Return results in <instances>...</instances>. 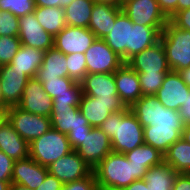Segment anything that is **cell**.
Returning a JSON list of instances; mask_svg holds the SVG:
<instances>
[{
  "mask_svg": "<svg viewBox=\"0 0 190 190\" xmlns=\"http://www.w3.org/2000/svg\"><path fill=\"white\" fill-rule=\"evenodd\" d=\"M130 110L144 127V143L165 154L182 138L184 122L179 111L165 108L155 95H144Z\"/></svg>",
  "mask_w": 190,
  "mask_h": 190,
  "instance_id": "cell-1",
  "label": "cell"
},
{
  "mask_svg": "<svg viewBox=\"0 0 190 190\" xmlns=\"http://www.w3.org/2000/svg\"><path fill=\"white\" fill-rule=\"evenodd\" d=\"M147 168L129 162L125 154L111 152L93 169L99 190H122L144 179Z\"/></svg>",
  "mask_w": 190,
  "mask_h": 190,
  "instance_id": "cell-2",
  "label": "cell"
},
{
  "mask_svg": "<svg viewBox=\"0 0 190 190\" xmlns=\"http://www.w3.org/2000/svg\"><path fill=\"white\" fill-rule=\"evenodd\" d=\"M99 128L111 139L115 153L125 154L144 144V127L129 107L110 114Z\"/></svg>",
  "mask_w": 190,
  "mask_h": 190,
  "instance_id": "cell-3",
  "label": "cell"
},
{
  "mask_svg": "<svg viewBox=\"0 0 190 190\" xmlns=\"http://www.w3.org/2000/svg\"><path fill=\"white\" fill-rule=\"evenodd\" d=\"M160 41L172 71L179 72L190 67V31L179 29L168 21L160 35Z\"/></svg>",
  "mask_w": 190,
  "mask_h": 190,
  "instance_id": "cell-4",
  "label": "cell"
},
{
  "mask_svg": "<svg viewBox=\"0 0 190 190\" xmlns=\"http://www.w3.org/2000/svg\"><path fill=\"white\" fill-rule=\"evenodd\" d=\"M29 156L42 166L48 167L73 149L67 134L51 128L29 144Z\"/></svg>",
  "mask_w": 190,
  "mask_h": 190,
  "instance_id": "cell-5",
  "label": "cell"
},
{
  "mask_svg": "<svg viewBox=\"0 0 190 190\" xmlns=\"http://www.w3.org/2000/svg\"><path fill=\"white\" fill-rule=\"evenodd\" d=\"M50 119L52 128L67 134L73 150L83 142L92 129L79 108L53 107Z\"/></svg>",
  "mask_w": 190,
  "mask_h": 190,
  "instance_id": "cell-6",
  "label": "cell"
},
{
  "mask_svg": "<svg viewBox=\"0 0 190 190\" xmlns=\"http://www.w3.org/2000/svg\"><path fill=\"white\" fill-rule=\"evenodd\" d=\"M7 120L29 144L52 128L50 117L26 112L17 106L7 108Z\"/></svg>",
  "mask_w": 190,
  "mask_h": 190,
  "instance_id": "cell-7",
  "label": "cell"
},
{
  "mask_svg": "<svg viewBox=\"0 0 190 190\" xmlns=\"http://www.w3.org/2000/svg\"><path fill=\"white\" fill-rule=\"evenodd\" d=\"M122 11L138 25L165 27L169 21L156 0H124Z\"/></svg>",
  "mask_w": 190,
  "mask_h": 190,
  "instance_id": "cell-8",
  "label": "cell"
},
{
  "mask_svg": "<svg viewBox=\"0 0 190 190\" xmlns=\"http://www.w3.org/2000/svg\"><path fill=\"white\" fill-rule=\"evenodd\" d=\"M87 74L114 73L124 62L103 39H95L84 53Z\"/></svg>",
  "mask_w": 190,
  "mask_h": 190,
  "instance_id": "cell-9",
  "label": "cell"
},
{
  "mask_svg": "<svg viewBox=\"0 0 190 190\" xmlns=\"http://www.w3.org/2000/svg\"><path fill=\"white\" fill-rule=\"evenodd\" d=\"M47 169L49 174L55 176L63 184L83 179L93 172L76 150L51 163Z\"/></svg>",
  "mask_w": 190,
  "mask_h": 190,
  "instance_id": "cell-10",
  "label": "cell"
},
{
  "mask_svg": "<svg viewBox=\"0 0 190 190\" xmlns=\"http://www.w3.org/2000/svg\"><path fill=\"white\" fill-rule=\"evenodd\" d=\"M75 150L92 169L113 152L111 139L99 127H92L89 135Z\"/></svg>",
  "mask_w": 190,
  "mask_h": 190,
  "instance_id": "cell-11",
  "label": "cell"
},
{
  "mask_svg": "<svg viewBox=\"0 0 190 190\" xmlns=\"http://www.w3.org/2000/svg\"><path fill=\"white\" fill-rule=\"evenodd\" d=\"M95 39V34L89 28L67 25L54 37L53 47L65 55L84 54Z\"/></svg>",
  "mask_w": 190,
  "mask_h": 190,
  "instance_id": "cell-12",
  "label": "cell"
},
{
  "mask_svg": "<svg viewBox=\"0 0 190 190\" xmlns=\"http://www.w3.org/2000/svg\"><path fill=\"white\" fill-rule=\"evenodd\" d=\"M189 93L190 88L186 85L180 73L170 70L155 96L165 108L180 111Z\"/></svg>",
  "mask_w": 190,
  "mask_h": 190,
  "instance_id": "cell-13",
  "label": "cell"
},
{
  "mask_svg": "<svg viewBox=\"0 0 190 190\" xmlns=\"http://www.w3.org/2000/svg\"><path fill=\"white\" fill-rule=\"evenodd\" d=\"M125 104L121 99H96L88 95L81 98L79 110L92 127H100L112 113L124 110Z\"/></svg>",
  "mask_w": 190,
  "mask_h": 190,
  "instance_id": "cell-14",
  "label": "cell"
},
{
  "mask_svg": "<svg viewBox=\"0 0 190 190\" xmlns=\"http://www.w3.org/2000/svg\"><path fill=\"white\" fill-rule=\"evenodd\" d=\"M17 107L32 114L51 117L53 99L44 91L43 85L39 80L30 78Z\"/></svg>",
  "mask_w": 190,
  "mask_h": 190,
  "instance_id": "cell-15",
  "label": "cell"
},
{
  "mask_svg": "<svg viewBox=\"0 0 190 190\" xmlns=\"http://www.w3.org/2000/svg\"><path fill=\"white\" fill-rule=\"evenodd\" d=\"M18 38L21 45L47 51L54 46V37L47 33L37 21L34 12L19 17Z\"/></svg>",
  "mask_w": 190,
  "mask_h": 190,
  "instance_id": "cell-16",
  "label": "cell"
},
{
  "mask_svg": "<svg viewBox=\"0 0 190 190\" xmlns=\"http://www.w3.org/2000/svg\"><path fill=\"white\" fill-rule=\"evenodd\" d=\"M126 63L137 73H168L171 70L161 41L135 54Z\"/></svg>",
  "mask_w": 190,
  "mask_h": 190,
  "instance_id": "cell-17",
  "label": "cell"
},
{
  "mask_svg": "<svg viewBox=\"0 0 190 190\" xmlns=\"http://www.w3.org/2000/svg\"><path fill=\"white\" fill-rule=\"evenodd\" d=\"M3 106L6 108L17 106L21 100L23 90L30 79L26 74L17 69H12L9 64L0 66Z\"/></svg>",
  "mask_w": 190,
  "mask_h": 190,
  "instance_id": "cell-18",
  "label": "cell"
},
{
  "mask_svg": "<svg viewBox=\"0 0 190 190\" xmlns=\"http://www.w3.org/2000/svg\"><path fill=\"white\" fill-rule=\"evenodd\" d=\"M48 169L30 156L14 162L11 184H18L36 190L44 182Z\"/></svg>",
  "mask_w": 190,
  "mask_h": 190,
  "instance_id": "cell-19",
  "label": "cell"
},
{
  "mask_svg": "<svg viewBox=\"0 0 190 190\" xmlns=\"http://www.w3.org/2000/svg\"><path fill=\"white\" fill-rule=\"evenodd\" d=\"M118 96L126 107H131L143 95L140 87L138 73L127 63H123L114 72Z\"/></svg>",
  "mask_w": 190,
  "mask_h": 190,
  "instance_id": "cell-20",
  "label": "cell"
},
{
  "mask_svg": "<svg viewBox=\"0 0 190 190\" xmlns=\"http://www.w3.org/2000/svg\"><path fill=\"white\" fill-rule=\"evenodd\" d=\"M84 95L96 99H120L114 73L87 74L80 82Z\"/></svg>",
  "mask_w": 190,
  "mask_h": 190,
  "instance_id": "cell-21",
  "label": "cell"
},
{
  "mask_svg": "<svg viewBox=\"0 0 190 190\" xmlns=\"http://www.w3.org/2000/svg\"><path fill=\"white\" fill-rule=\"evenodd\" d=\"M132 26L131 19L121 11L116 17L115 25L112 26L111 32L103 38L124 63L129 60V36L130 27Z\"/></svg>",
  "mask_w": 190,
  "mask_h": 190,
  "instance_id": "cell-22",
  "label": "cell"
},
{
  "mask_svg": "<svg viewBox=\"0 0 190 190\" xmlns=\"http://www.w3.org/2000/svg\"><path fill=\"white\" fill-rule=\"evenodd\" d=\"M121 11L122 7L95 2L88 28L97 39L105 38L111 32L116 17Z\"/></svg>",
  "mask_w": 190,
  "mask_h": 190,
  "instance_id": "cell-23",
  "label": "cell"
},
{
  "mask_svg": "<svg viewBox=\"0 0 190 190\" xmlns=\"http://www.w3.org/2000/svg\"><path fill=\"white\" fill-rule=\"evenodd\" d=\"M29 143L25 141L6 119L0 125V150L14 161L29 157Z\"/></svg>",
  "mask_w": 190,
  "mask_h": 190,
  "instance_id": "cell-24",
  "label": "cell"
},
{
  "mask_svg": "<svg viewBox=\"0 0 190 190\" xmlns=\"http://www.w3.org/2000/svg\"><path fill=\"white\" fill-rule=\"evenodd\" d=\"M164 27H149L133 22L129 36V59L160 41Z\"/></svg>",
  "mask_w": 190,
  "mask_h": 190,
  "instance_id": "cell-25",
  "label": "cell"
},
{
  "mask_svg": "<svg viewBox=\"0 0 190 190\" xmlns=\"http://www.w3.org/2000/svg\"><path fill=\"white\" fill-rule=\"evenodd\" d=\"M59 77H68L67 61L65 54L53 47L45 51L42 65L37 70L35 78L47 81Z\"/></svg>",
  "mask_w": 190,
  "mask_h": 190,
  "instance_id": "cell-26",
  "label": "cell"
},
{
  "mask_svg": "<svg viewBox=\"0 0 190 190\" xmlns=\"http://www.w3.org/2000/svg\"><path fill=\"white\" fill-rule=\"evenodd\" d=\"M44 51L21 45L9 65L26 74L29 78H35L37 70L42 65Z\"/></svg>",
  "mask_w": 190,
  "mask_h": 190,
  "instance_id": "cell-27",
  "label": "cell"
},
{
  "mask_svg": "<svg viewBox=\"0 0 190 190\" xmlns=\"http://www.w3.org/2000/svg\"><path fill=\"white\" fill-rule=\"evenodd\" d=\"M35 17L44 30L55 37L67 26L65 11L60 7H36Z\"/></svg>",
  "mask_w": 190,
  "mask_h": 190,
  "instance_id": "cell-28",
  "label": "cell"
},
{
  "mask_svg": "<svg viewBox=\"0 0 190 190\" xmlns=\"http://www.w3.org/2000/svg\"><path fill=\"white\" fill-rule=\"evenodd\" d=\"M177 172L163 162L160 165L149 168L144 176V180L149 190H172Z\"/></svg>",
  "mask_w": 190,
  "mask_h": 190,
  "instance_id": "cell-29",
  "label": "cell"
},
{
  "mask_svg": "<svg viewBox=\"0 0 190 190\" xmlns=\"http://www.w3.org/2000/svg\"><path fill=\"white\" fill-rule=\"evenodd\" d=\"M164 162L177 173L190 174V144L182 138L177 140L164 154Z\"/></svg>",
  "mask_w": 190,
  "mask_h": 190,
  "instance_id": "cell-30",
  "label": "cell"
},
{
  "mask_svg": "<svg viewBox=\"0 0 190 190\" xmlns=\"http://www.w3.org/2000/svg\"><path fill=\"white\" fill-rule=\"evenodd\" d=\"M94 4V0H74L64 8L66 24L88 28Z\"/></svg>",
  "mask_w": 190,
  "mask_h": 190,
  "instance_id": "cell-31",
  "label": "cell"
},
{
  "mask_svg": "<svg viewBox=\"0 0 190 190\" xmlns=\"http://www.w3.org/2000/svg\"><path fill=\"white\" fill-rule=\"evenodd\" d=\"M125 156L129 162L144 166L147 169L160 165L164 162V154L145 143L131 151L126 152Z\"/></svg>",
  "mask_w": 190,
  "mask_h": 190,
  "instance_id": "cell-32",
  "label": "cell"
},
{
  "mask_svg": "<svg viewBox=\"0 0 190 190\" xmlns=\"http://www.w3.org/2000/svg\"><path fill=\"white\" fill-rule=\"evenodd\" d=\"M40 82L43 85L44 91L52 99L58 95L71 94L80 85L79 82H75L69 77L47 79V81Z\"/></svg>",
  "mask_w": 190,
  "mask_h": 190,
  "instance_id": "cell-33",
  "label": "cell"
},
{
  "mask_svg": "<svg viewBox=\"0 0 190 190\" xmlns=\"http://www.w3.org/2000/svg\"><path fill=\"white\" fill-rule=\"evenodd\" d=\"M67 61L68 77L75 82H81L87 75V65L85 54L72 53L65 55Z\"/></svg>",
  "mask_w": 190,
  "mask_h": 190,
  "instance_id": "cell-34",
  "label": "cell"
},
{
  "mask_svg": "<svg viewBox=\"0 0 190 190\" xmlns=\"http://www.w3.org/2000/svg\"><path fill=\"white\" fill-rule=\"evenodd\" d=\"M35 8L34 0H0V11H8L16 17L33 13Z\"/></svg>",
  "mask_w": 190,
  "mask_h": 190,
  "instance_id": "cell-35",
  "label": "cell"
},
{
  "mask_svg": "<svg viewBox=\"0 0 190 190\" xmlns=\"http://www.w3.org/2000/svg\"><path fill=\"white\" fill-rule=\"evenodd\" d=\"M20 46L18 36H0V66L11 63Z\"/></svg>",
  "mask_w": 190,
  "mask_h": 190,
  "instance_id": "cell-36",
  "label": "cell"
},
{
  "mask_svg": "<svg viewBox=\"0 0 190 190\" xmlns=\"http://www.w3.org/2000/svg\"><path fill=\"white\" fill-rule=\"evenodd\" d=\"M167 73H138L142 95H155Z\"/></svg>",
  "mask_w": 190,
  "mask_h": 190,
  "instance_id": "cell-37",
  "label": "cell"
},
{
  "mask_svg": "<svg viewBox=\"0 0 190 190\" xmlns=\"http://www.w3.org/2000/svg\"><path fill=\"white\" fill-rule=\"evenodd\" d=\"M19 17L8 11H0V36H18Z\"/></svg>",
  "mask_w": 190,
  "mask_h": 190,
  "instance_id": "cell-38",
  "label": "cell"
},
{
  "mask_svg": "<svg viewBox=\"0 0 190 190\" xmlns=\"http://www.w3.org/2000/svg\"><path fill=\"white\" fill-rule=\"evenodd\" d=\"M83 96L81 84L71 93L58 95L53 99V107H74L79 108Z\"/></svg>",
  "mask_w": 190,
  "mask_h": 190,
  "instance_id": "cell-39",
  "label": "cell"
},
{
  "mask_svg": "<svg viewBox=\"0 0 190 190\" xmlns=\"http://www.w3.org/2000/svg\"><path fill=\"white\" fill-rule=\"evenodd\" d=\"M61 190H99L94 172L83 179L63 184Z\"/></svg>",
  "mask_w": 190,
  "mask_h": 190,
  "instance_id": "cell-40",
  "label": "cell"
},
{
  "mask_svg": "<svg viewBox=\"0 0 190 190\" xmlns=\"http://www.w3.org/2000/svg\"><path fill=\"white\" fill-rule=\"evenodd\" d=\"M14 162L0 150V181H11Z\"/></svg>",
  "mask_w": 190,
  "mask_h": 190,
  "instance_id": "cell-41",
  "label": "cell"
},
{
  "mask_svg": "<svg viewBox=\"0 0 190 190\" xmlns=\"http://www.w3.org/2000/svg\"><path fill=\"white\" fill-rule=\"evenodd\" d=\"M169 21L179 29L190 31V8L177 11Z\"/></svg>",
  "mask_w": 190,
  "mask_h": 190,
  "instance_id": "cell-42",
  "label": "cell"
},
{
  "mask_svg": "<svg viewBox=\"0 0 190 190\" xmlns=\"http://www.w3.org/2000/svg\"><path fill=\"white\" fill-rule=\"evenodd\" d=\"M160 10L170 19L178 11V0H156Z\"/></svg>",
  "mask_w": 190,
  "mask_h": 190,
  "instance_id": "cell-43",
  "label": "cell"
},
{
  "mask_svg": "<svg viewBox=\"0 0 190 190\" xmlns=\"http://www.w3.org/2000/svg\"><path fill=\"white\" fill-rule=\"evenodd\" d=\"M62 186L60 180L48 173L44 182L36 190H61Z\"/></svg>",
  "mask_w": 190,
  "mask_h": 190,
  "instance_id": "cell-44",
  "label": "cell"
},
{
  "mask_svg": "<svg viewBox=\"0 0 190 190\" xmlns=\"http://www.w3.org/2000/svg\"><path fill=\"white\" fill-rule=\"evenodd\" d=\"M172 190H190V174L178 173Z\"/></svg>",
  "mask_w": 190,
  "mask_h": 190,
  "instance_id": "cell-45",
  "label": "cell"
},
{
  "mask_svg": "<svg viewBox=\"0 0 190 190\" xmlns=\"http://www.w3.org/2000/svg\"><path fill=\"white\" fill-rule=\"evenodd\" d=\"M36 7H60L66 8L74 0H34Z\"/></svg>",
  "mask_w": 190,
  "mask_h": 190,
  "instance_id": "cell-46",
  "label": "cell"
},
{
  "mask_svg": "<svg viewBox=\"0 0 190 190\" xmlns=\"http://www.w3.org/2000/svg\"><path fill=\"white\" fill-rule=\"evenodd\" d=\"M179 112L184 124H190V93L185 100V104L181 107Z\"/></svg>",
  "mask_w": 190,
  "mask_h": 190,
  "instance_id": "cell-47",
  "label": "cell"
},
{
  "mask_svg": "<svg viewBox=\"0 0 190 190\" xmlns=\"http://www.w3.org/2000/svg\"><path fill=\"white\" fill-rule=\"evenodd\" d=\"M122 190H149L144 179L135 180L129 186L123 188Z\"/></svg>",
  "mask_w": 190,
  "mask_h": 190,
  "instance_id": "cell-48",
  "label": "cell"
},
{
  "mask_svg": "<svg viewBox=\"0 0 190 190\" xmlns=\"http://www.w3.org/2000/svg\"><path fill=\"white\" fill-rule=\"evenodd\" d=\"M179 73L186 85L190 88V67L179 71Z\"/></svg>",
  "mask_w": 190,
  "mask_h": 190,
  "instance_id": "cell-49",
  "label": "cell"
},
{
  "mask_svg": "<svg viewBox=\"0 0 190 190\" xmlns=\"http://www.w3.org/2000/svg\"><path fill=\"white\" fill-rule=\"evenodd\" d=\"M96 3L111 4L114 6L122 7L124 0H94Z\"/></svg>",
  "mask_w": 190,
  "mask_h": 190,
  "instance_id": "cell-50",
  "label": "cell"
},
{
  "mask_svg": "<svg viewBox=\"0 0 190 190\" xmlns=\"http://www.w3.org/2000/svg\"><path fill=\"white\" fill-rule=\"evenodd\" d=\"M182 139L190 144V124L184 125Z\"/></svg>",
  "mask_w": 190,
  "mask_h": 190,
  "instance_id": "cell-51",
  "label": "cell"
},
{
  "mask_svg": "<svg viewBox=\"0 0 190 190\" xmlns=\"http://www.w3.org/2000/svg\"><path fill=\"white\" fill-rule=\"evenodd\" d=\"M190 8V0H178V11Z\"/></svg>",
  "mask_w": 190,
  "mask_h": 190,
  "instance_id": "cell-52",
  "label": "cell"
},
{
  "mask_svg": "<svg viewBox=\"0 0 190 190\" xmlns=\"http://www.w3.org/2000/svg\"><path fill=\"white\" fill-rule=\"evenodd\" d=\"M7 119V108L0 106V125Z\"/></svg>",
  "mask_w": 190,
  "mask_h": 190,
  "instance_id": "cell-53",
  "label": "cell"
},
{
  "mask_svg": "<svg viewBox=\"0 0 190 190\" xmlns=\"http://www.w3.org/2000/svg\"><path fill=\"white\" fill-rule=\"evenodd\" d=\"M11 181H0V190H10Z\"/></svg>",
  "mask_w": 190,
  "mask_h": 190,
  "instance_id": "cell-54",
  "label": "cell"
},
{
  "mask_svg": "<svg viewBox=\"0 0 190 190\" xmlns=\"http://www.w3.org/2000/svg\"><path fill=\"white\" fill-rule=\"evenodd\" d=\"M10 190H31V189L22 185L11 184Z\"/></svg>",
  "mask_w": 190,
  "mask_h": 190,
  "instance_id": "cell-55",
  "label": "cell"
},
{
  "mask_svg": "<svg viewBox=\"0 0 190 190\" xmlns=\"http://www.w3.org/2000/svg\"><path fill=\"white\" fill-rule=\"evenodd\" d=\"M0 106H3V95H2L1 78H0Z\"/></svg>",
  "mask_w": 190,
  "mask_h": 190,
  "instance_id": "cell-56",
  "label": "cell"
}]
</instances>
